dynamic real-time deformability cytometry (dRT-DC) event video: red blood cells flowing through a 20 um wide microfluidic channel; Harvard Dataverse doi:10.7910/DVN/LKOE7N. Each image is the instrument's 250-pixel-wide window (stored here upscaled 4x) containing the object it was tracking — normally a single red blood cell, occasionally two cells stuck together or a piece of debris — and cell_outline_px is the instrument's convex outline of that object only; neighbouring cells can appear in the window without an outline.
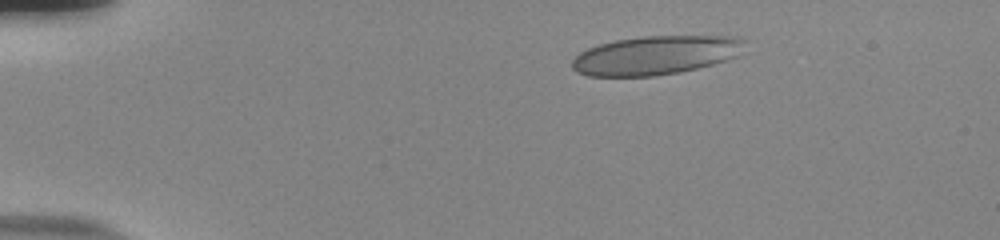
{"species": "human", "species_latin": "Homo sapiens", "temperature_condition": "room temperature", "stored_images_in_passage": 46, "camera_frame_rate_fps": 3000, "um_per_image_px": 0.085, "donor": {"sex": "male"}, "frame": {"image": 1, "passage_image": 1, "time_ms": 0.0, "image_size_px": [1000, 240], "cell_outline_px": [[744, 40], [736, 56], [712, 64], [680, 72], [656, 76], [588, 76], [572, 68], [572, 60], [580, 52], [588, 48], [600, 44], [616, 40], [648, 36], [720, 36]], "centroid_in_image_um": [55.65, 4.71], "position_along_channel_um": 29.4, "area_um2": 38.32}}
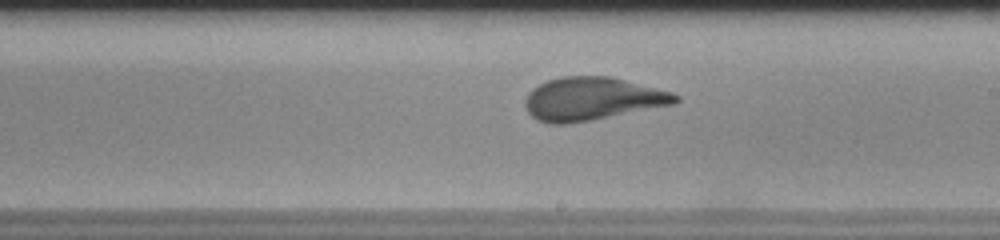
{"frame": {"image": 2, "passage_image": 24, "time_ms": 7.667, "image_size_px": [1000, 240], "cell_outline_px": [[680, 100], [676, 104], [588, 120], [564, 124], [552, 124], [536, 120], [528, 112], [524, 104], [524, 100], [528, 92], [532, 88], [548, 80], [560, 76], [608, 76], [672, 92], [680, 96]], "centroid_in_image_um": [50.31, 8.39], "position_along_channel_um": 238.7, "area_um2": 37.51}}
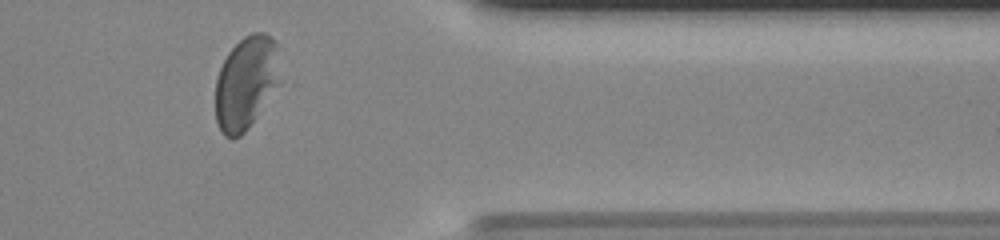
{"frame": {"image": 3, "passage_image": 37, "time_ms": 12.0, "image_size_px": [1000, 240], "cell_outline_px": [[280, 80], [248, 128], [240, 136], [232, 140], [224, 136], [220, 132], [216, 120], [216, 80], [220, 68], [228, 52], [244, 36], [252, 32], [264, 32], [276, 40]], "centroid_in_image_um": [20.89, 7.03], "position_along_channel_um": 390.5, "area_um2": 34.85}, "authors_computed_cell_mechanics": {"area_um2": 37.0209, "velocity_mm_per_s": 3.7722, "shape_relaxation_time_tau1_ms": 5.0582, "shape_relaxation_time_tau2_ms": null, "deformation_change_tau1": 0.1827, "deformation_change_tau2": null}}